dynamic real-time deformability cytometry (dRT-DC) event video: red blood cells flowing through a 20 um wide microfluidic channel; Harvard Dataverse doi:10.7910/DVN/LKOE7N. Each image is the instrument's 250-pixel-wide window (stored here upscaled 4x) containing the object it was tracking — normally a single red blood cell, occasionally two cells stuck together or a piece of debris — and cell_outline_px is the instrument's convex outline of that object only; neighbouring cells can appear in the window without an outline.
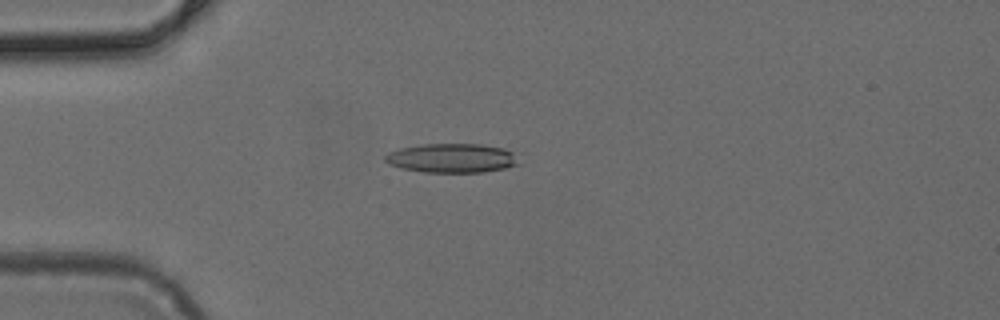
{"species": "common noctule bat (a hibernating species)", "species_latin": "Nyctalus noctula", "temperature_condition": "cold", "stored_images_in_passage": 3, "camera_frame_rate_fps": 3000, "um_per_image_px": 0.085, "animal": {"sex": "female", "body_mass_g": 24.6, "forearm_length_mm": 56.2}, "frame": {"image": 1, "passage_image": 3, "time_ms": 0.667, "image_size_px": [1000, 320], "cell_outline_px": [[520, 164], [504, 168], [484, 172], [424, 172], [400, 168], [388, 164], [384, 160], [384, 156], [388, 152], [400, 148], [424, 144], [480, 144], [504, 148], [520, 152]], "centroid_in_image_um": [38.48, 13.43], "position_along_channel_um": 46.5, "area_um2": 23.18}}